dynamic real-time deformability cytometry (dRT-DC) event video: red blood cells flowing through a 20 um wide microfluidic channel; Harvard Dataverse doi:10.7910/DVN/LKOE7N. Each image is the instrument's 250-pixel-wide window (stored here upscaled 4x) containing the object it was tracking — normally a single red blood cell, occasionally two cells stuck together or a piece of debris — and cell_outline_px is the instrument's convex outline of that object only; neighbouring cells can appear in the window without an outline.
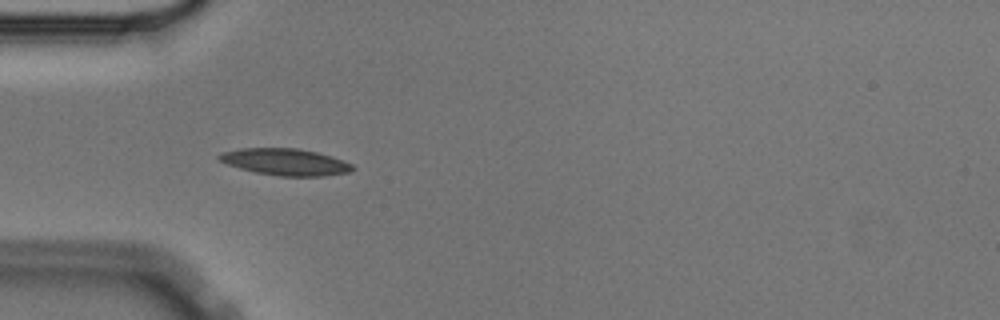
{"species": "Egyptian fruit bat (a non-hibernating species)", "species_latin": "Rousettus aegyptiacus", "temperature_condition": "cold", "stored_images_in_passage": 40, "camera_frame_rate_fps": 3000, "um_per_image_px": 0.085, "animal": {"sex": "male"}, "frame": {"image": 1, "passage_image": 3, "time_ms": 0.667, "image_size_px": [1000, 320], "cell_outline_px": [[356, 168], [348, 172], [324, 176], [280, 176], [256, 172], [240, 168], [228, 164], [220, 160], [216, 156], [220, 152], [240, 148], [296, 148], [316, 152], [332, 156], [352, 164]], "centroid_in_image_um": [24.25, 13.76], "position_along_channel_um": 60.8, "area_um2": 20.69}}
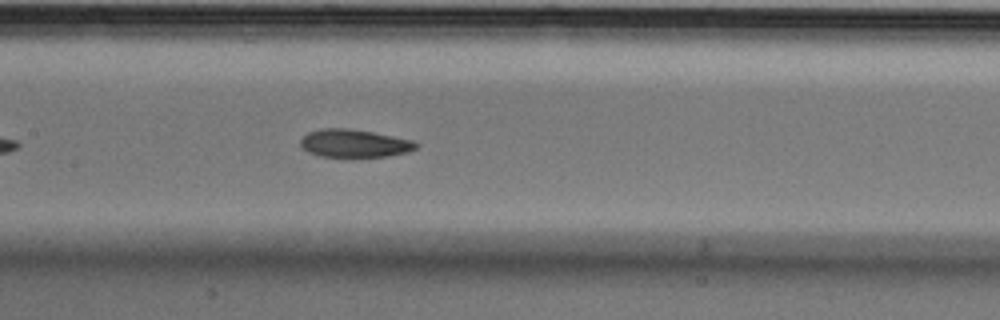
{"frame": {"image": 2, "passage_image": 13, "time_ms": 4.0, "image_size_px": [1000, 320], "cell_outline_px": [[420, 144], [416, 148], [408, 152], [388, 156], [360, 160], [352, 160], [320, 156], [308, 152], [300, 148], [300, 140], [308, 132], [324, 128], [344, 128], [372, 132], [412, 140]], "centroid_in_image_um": [30.1, 12.25], "position_along_channel_um": 177.3, "area_um2": 19.71}}
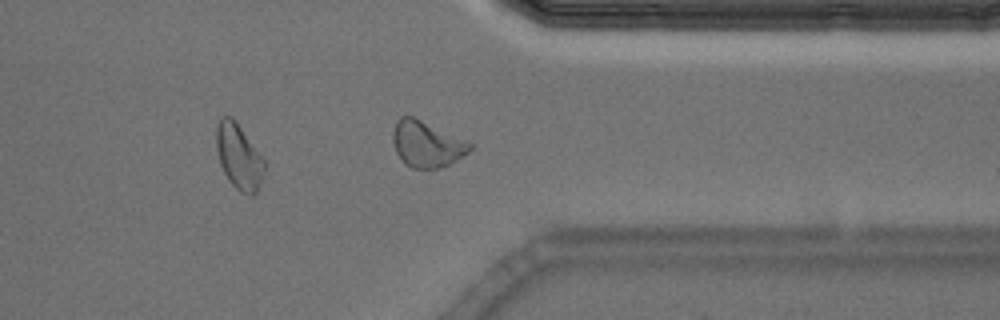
{"frame": {"image": 3, "passage_image": 30, "time_ms": 9.667, "image_size_px": [1000, 320], "cell_outline_px": [[472, 148], [468, 152], [452, 164], [440, 168], [412, 168], [404, 164], [396, 152], [392, 140], [392, 136], [396, 120], [400, 116], [412, 116], [468, 140], [472, 144]], "centroid_in_image_um": [36.28, 12.25], "position_along_channel_um": 375.1, "area_um2": 20.87}, "authors_computed_cell_mechanics": {"area_um2": 19.363, "velocity_mm_per_s": 3.5466, "shape_relaxation_time_tau1_ms": 3.5202, "shape_relaxation_time_tau2_ms": 4.2621, "deformation_change_tau1": 0.1265, "deformation_change_tau2": 0.1099}}